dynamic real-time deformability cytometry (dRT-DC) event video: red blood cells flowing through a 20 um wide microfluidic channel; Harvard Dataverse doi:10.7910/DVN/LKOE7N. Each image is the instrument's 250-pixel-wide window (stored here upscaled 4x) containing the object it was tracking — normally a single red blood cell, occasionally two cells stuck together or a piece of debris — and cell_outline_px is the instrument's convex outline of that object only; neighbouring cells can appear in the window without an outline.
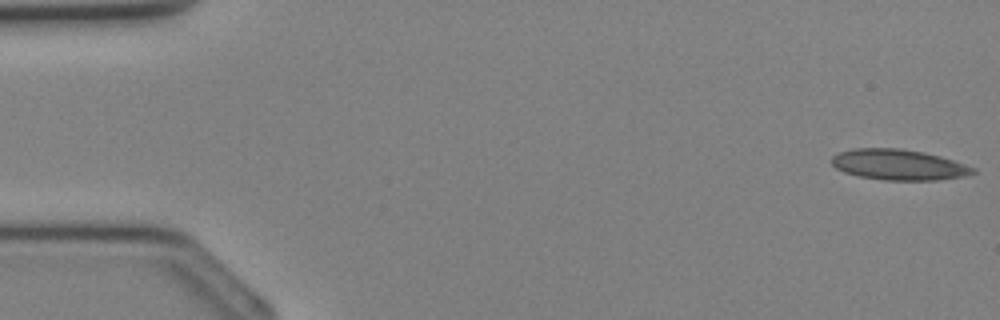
{"species": "Egyptian fruit bat (a non-hibernating species)", "species_latin": "Rousettus aegyptiacus", "temperature_condition": "cold", "stored_images_in_passage": 36, "segment_of_instrument_passage": [1, 2], "camera_frame_rate_fps": 3000, "um_per_image_px": 0.085, "animal": {"sex": "female"}, "frame": {"image": 1, "passage_image": 1, "time_ms": 0.0, "image_size_px": [1000, 320], "cell_outline_px": [[976, 172], [964, 176], [936, 180], [884, 180], [860, 176], [844, 172], [836, 168], [832, 164], [832, 156], [840, 152], [852, 148], [900, 148], [924, 152], [940, 156], [976, 168]], "centroid_in_image_um": [76.38, 13.99], "position_along_channel_um": 8.6, "area_um2": 25.14}}
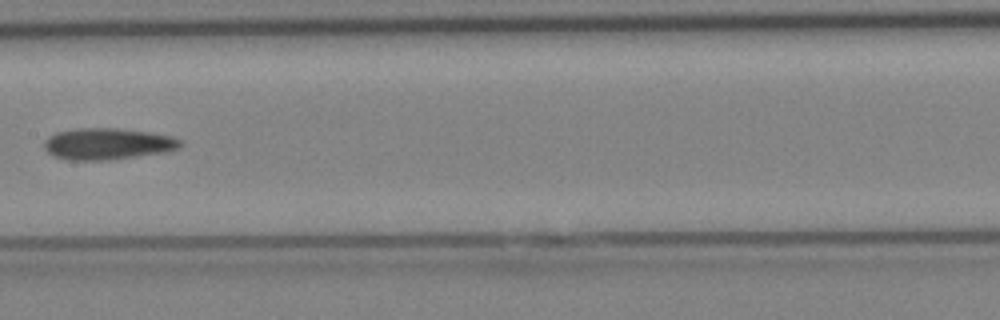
{"frame": {"image": 2, "passage_image": 18, "time_ms": 5.667, "image_size_px": [1000, 320], "cell_outline_px": [[184, 144], [176, 148], [164, 152], [108, 160], [68, 160], [52, 156], [44, 148], [44, 140], [48, 136], [56, 132], [76, 128], [116, 128], [148, 132], [172, 136], [180, 140]], "centroid_in_image_um": [9.09, 12.22], "position_along_channel_um": 198.3, "area_um2": 24.97}}
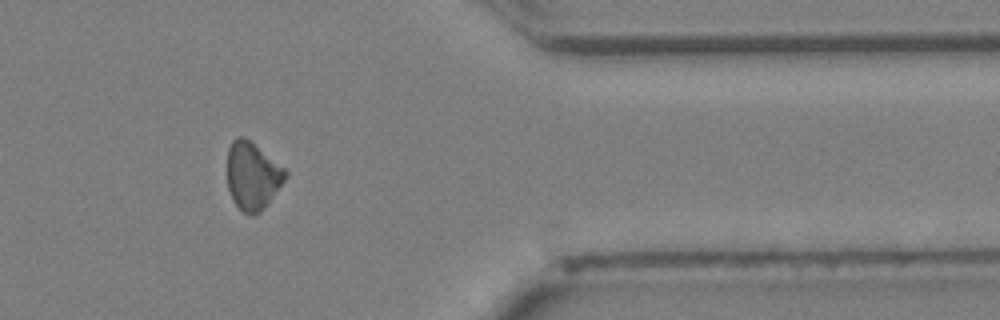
{"frame": {"image": 3, "passage_image": 29, "time_ms": 9.333, "image_size_px": [1000, 320], "cell_outline_px": [[288, 176], [260, 212], [252, 216], [248, 216], [232, 200], [228, 188], [228, 148], [232, 140], [236, 136], [240, 136], [252, 140], [284, 168], [288, 172]], "centroid_in_image_um": [21.46, 14.92], "position_along_channel_um": 389.9, "area_um2": 22.95}}